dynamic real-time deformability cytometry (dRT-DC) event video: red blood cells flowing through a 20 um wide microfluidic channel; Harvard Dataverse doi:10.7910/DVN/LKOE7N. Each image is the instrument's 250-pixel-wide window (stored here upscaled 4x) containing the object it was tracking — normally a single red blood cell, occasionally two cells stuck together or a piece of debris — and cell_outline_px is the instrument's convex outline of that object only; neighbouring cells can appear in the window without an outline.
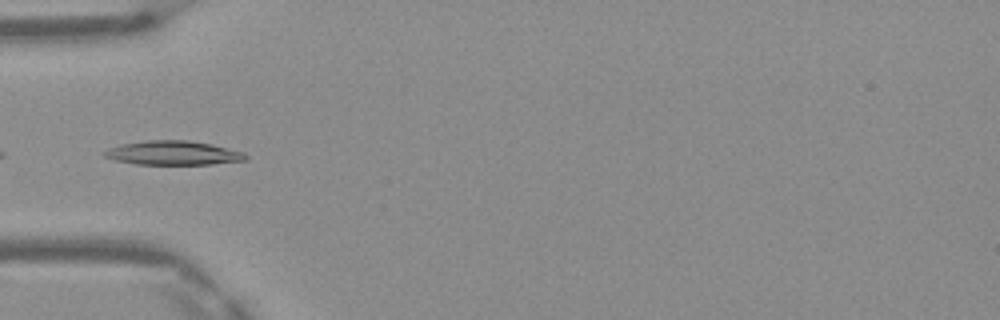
{"species": "Egyptian fruit bat (a non-hibernating species)", "species_latin": "Rousettus aegyptiacus", "temperature_condition": "warm", "stored_images_in_passage": 3, "camera_frame_rate_fps": 3000, "um_per_image_px": 0.085, "frame": {"image": 1, "passage_image": 1, "time_ms": 0.0, "image_size_px": [1000, 320], "cell_outline_px": [[248, 160], [212, 164], [136, 164], [112, 160], [104, 156], [104, 152], [108, 148], [120, 144], [144, 140], [188, 140], [212, 144], [244, 152], [248, 156]], "centroid_in_image_um": [14.71, 13.0], "position_along_channel_um": 70.3, "area_um2": 20.0}}